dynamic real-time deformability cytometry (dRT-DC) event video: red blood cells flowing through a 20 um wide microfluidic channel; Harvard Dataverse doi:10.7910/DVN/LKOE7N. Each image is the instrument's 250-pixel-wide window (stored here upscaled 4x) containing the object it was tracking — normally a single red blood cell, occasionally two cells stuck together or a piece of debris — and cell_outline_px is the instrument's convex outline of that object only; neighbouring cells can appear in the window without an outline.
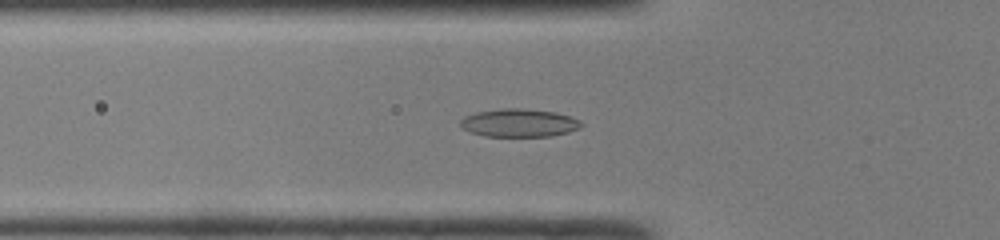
{"species": "common noctule bat (a hibernating species)", "species_latin": "Nyctalus noctula", "temperature_condition": "room temperature", "stored_images_in_passage": 48, "camera_frame_rate_fps": 3000, "um_per_image_px": 0.085, "animal": {"sex": "male", "body_mass_g": 19.0, "forearm_length_mm": 50.8}, "frame": {"image": 1, "passage_image": 17, "time_ms": 5.333, "image_size_px": [1000, 240], "cell_outline_px": [[584, 124], [580, 128], [568, 132], [552, 136], [484, 136], [472, 132], [464, 128], [460, 124], [460, 120], [464, 116], [476, 112], [500, 108], [520, 108], [556, 112], [572, 116], [580, 120]], "centroid_in_image_um": [44.16, 10.43], "position_along_channel_um": 81.6, "area_um2": 19.88}}
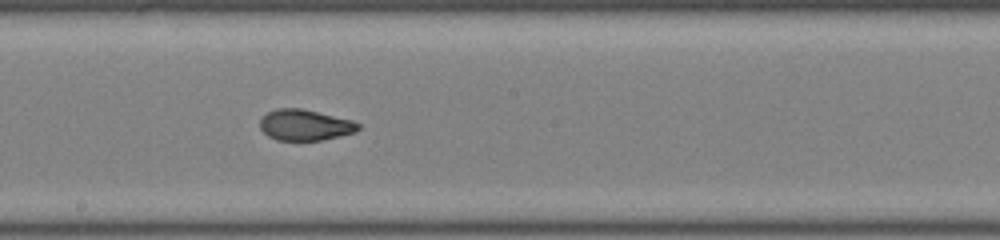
{"frame": {"image": 2, "passage_image": 27, "time_ms": 8.667, "image_size_px": [1000, 240], "cell_outline_px": [[360, 128], [356, 132], [340, 136], [320, 140], [276, 140], [268, 136], [260, 128], [260, 120], [268, 112], [276, 108], [300, 108], [352, 120], [360, 124]], "centroid_in_image_um": [25.92, 10.63], "position_along_channel_um": 222.3, "area_um2": 17.63}}
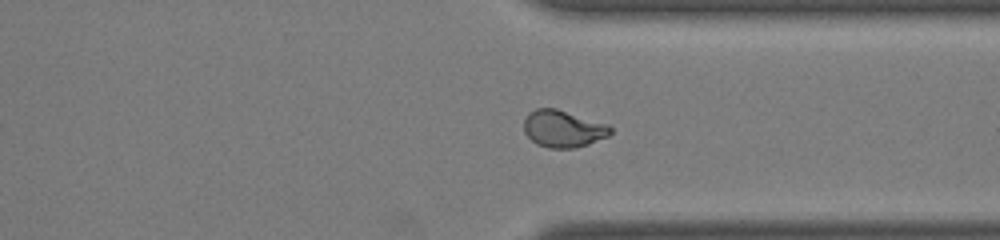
{"frame": {"image": 3, "passage_image": 37, "time_ms": 12.0, "image_size_px": [1000, 240], "cell_outline_px": [[612, 132], [608, 136], [588, 144], [576, 148], [548, 148], [536, 144], [524, 132], [524, 120], [528, 112], [536, 108], [556, 108], [608, 124], [612, 128]], "centroid_in_image_um": [47.86, 10.94], "position_along_channel_um": 363.5, "area_um2": 18.79}, "authors_computed_cell_mechanics": {"area_um2": 18.9006, "velocity_mm_per_s": 4.2192, "shape_relaxation_time_tau1_ms": 6.4523, "shape_relaxation_time_tau2_ms": 1.2065, "deformation_change_tau1": 0.216, "deformation_change_tau2": 0.0593}}